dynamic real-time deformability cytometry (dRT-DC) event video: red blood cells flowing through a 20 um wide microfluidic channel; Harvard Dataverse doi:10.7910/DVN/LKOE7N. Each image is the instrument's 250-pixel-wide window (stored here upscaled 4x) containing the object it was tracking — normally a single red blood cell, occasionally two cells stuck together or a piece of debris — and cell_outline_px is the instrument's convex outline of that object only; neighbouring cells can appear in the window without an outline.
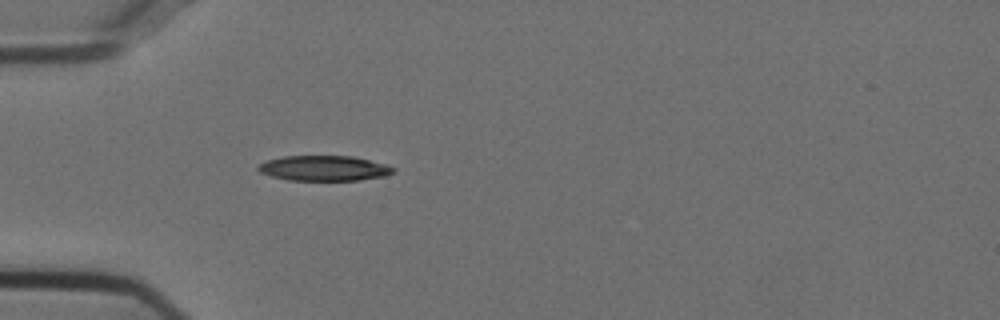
{"species": "Egyptian fruit bat (a non-hibernating species)", "species_latin": "Rousettus aegyptiacus", "temperature_condition": "cold", "stored_images_in_passage": 34, "camera_frame_rate_fps": 3000, "um_per_image_px": 0.085, "animal": {"sex": "female"}, "frame": {"image": 1, "passage_image": 1, "time_ms": 0.0, "image_size_px": [1000, 320], "cell_outline_px": [[396, 172], [384, 176], [360, 180], [288, 180], [272, 176], [260, 172], [256, 168], [260, 164], [268, 160], [284, 156], [352, 156], [384, 164], [396, 168]], "centroid_in_image_um": [27.56, 14.3], "position_along_channel_um": 57.4, "area_um2": 19.71}}
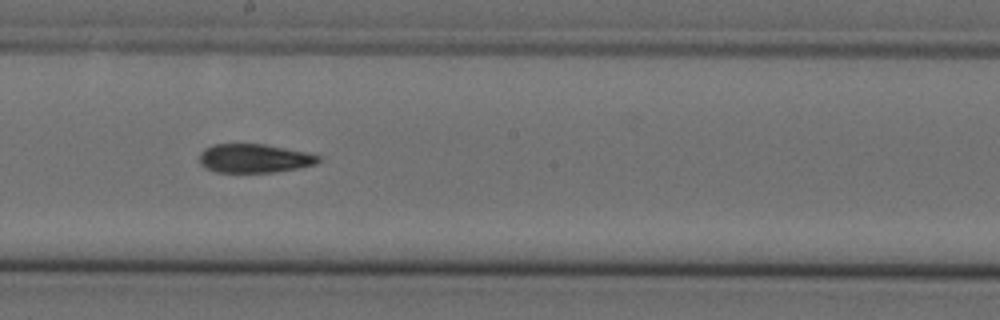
{"frame": {"image": 2, "passage_image": 15, "time_ms": 4.667, "image_size_px": [1000, 320], "cell_outline_px": [[320, 160], [316, 164], [296, 168], [272, 172], [216, 172], [200, 164], [200, 152], [204, 148], [216, 144], [264, 144], [308, 152], [320, 156]], "centroid_in_image_um": [21.62, 13.45], "position_along_channel_um": 226.6, "area_um2": 19.83}}
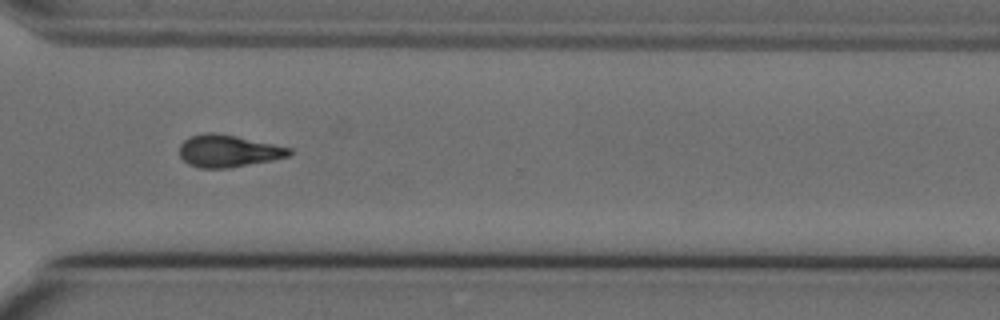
{"frame": {"image": 3, "passage_image": 25, "time_ms": 8.0, "image_size_px": [1000, 320], "cell_outline_px": [[292, 152], [288, 156], [272, 160], [228, 168], [200, 168], [188, 164], [180, 156], [180, 144], [184, 140], [192, 136], [208, 132], [212, 132], [236, 136], [292, 148]], "centroid_in_image_um": [19.39, 12.84], "position_along_channel_um": 351.2, "area_um2": 20.4}, "authors_computed_cell_mechanics": {"area_um2": 20.4612, "velocity_mm_per_s": 3.7526, "shape_relaxation_time_tau1_ms": 4.9009, "shape_relaxation_time_tau2_ms": 4.1764, "deformation_change_tau1": 0.17, "deformation_change_tau2": 0.1325}}